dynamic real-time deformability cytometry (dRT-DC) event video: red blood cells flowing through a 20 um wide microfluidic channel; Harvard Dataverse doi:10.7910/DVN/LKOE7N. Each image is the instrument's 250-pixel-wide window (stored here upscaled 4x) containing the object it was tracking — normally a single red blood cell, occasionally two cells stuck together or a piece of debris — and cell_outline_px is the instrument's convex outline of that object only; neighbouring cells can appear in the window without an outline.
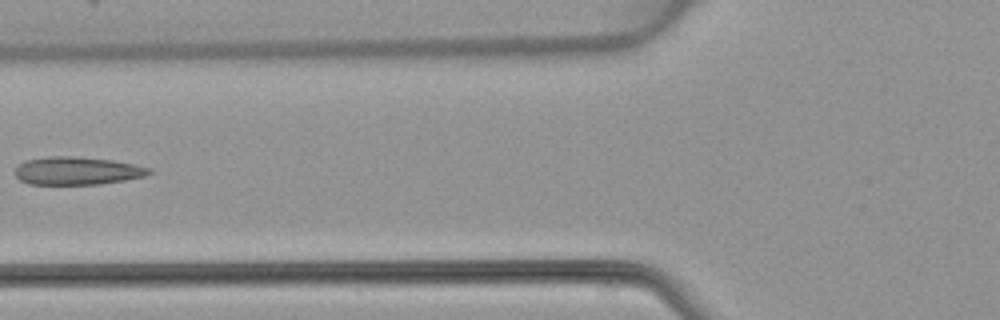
{"species": "common noctule bat (a hibernating species)", "species_latin": "Nyctalus noctula", "temperature_condition": "warm", "stored_images_in_passage": 5, "camera_frame_rate_fps": 3000, "um_per_image_px": 0.085, "animal": {"sex": "female", "body_mass_g": 22.7, "forearm_length_mm": 54.2}, "frame": {"image": 1, "passage_image": 5, "time_ms": 4.667, "image_size_px": [1000, 320], "cell_outline_px": [[152, 172], [144, 176], [124, 180], [100, 184], [28, 184], [20, 180], [16, 176], [16, 168], [24, 160], [48, 156], [76, 156], [112, 160], [152, 168]], "centroid_in_image_um": [6.54, 14.51], "position_along_channel_um": 119.3, "area_um2": 21.79}}